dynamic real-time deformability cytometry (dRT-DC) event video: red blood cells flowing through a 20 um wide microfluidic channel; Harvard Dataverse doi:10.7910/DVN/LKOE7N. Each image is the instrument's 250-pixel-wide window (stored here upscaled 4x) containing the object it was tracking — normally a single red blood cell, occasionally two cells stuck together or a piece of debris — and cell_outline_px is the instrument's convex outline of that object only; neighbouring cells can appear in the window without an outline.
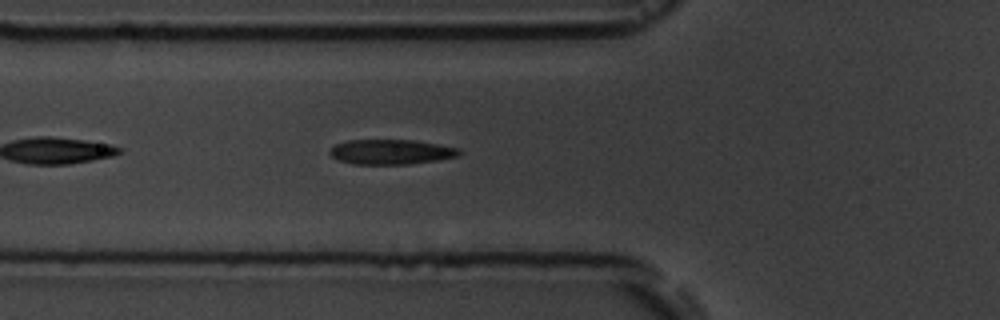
{"species": "common noctule bat (a hibernating species)", "species_latin": "Nyctalus noctula", "temperature_condition": "room temperature", "stored_images_in_passage": 6, "camera_frame_rate_fps": 3000, "um_per_image_px": 0.085, "animal": {"sex": "male", "body_mass_g": 19.5, "forearm_length_mm": 54.6}, "frame": {"image": 1, "passage_image": 6, "time_ms": 6.333, "image_size_px": [1000, 320], "cell_outline_px": [[464, 152], [460, 156], [436, 160], [408, 164], [352, 164], [340, 160], [332, 156], [328, 152], [336, 144], [348, 140], [416, 140], [460, 148]], "centroid_in_image_um": [33.3, 12.91], "position_along_channel_um": 92.5, "area_um2": 18.84}}